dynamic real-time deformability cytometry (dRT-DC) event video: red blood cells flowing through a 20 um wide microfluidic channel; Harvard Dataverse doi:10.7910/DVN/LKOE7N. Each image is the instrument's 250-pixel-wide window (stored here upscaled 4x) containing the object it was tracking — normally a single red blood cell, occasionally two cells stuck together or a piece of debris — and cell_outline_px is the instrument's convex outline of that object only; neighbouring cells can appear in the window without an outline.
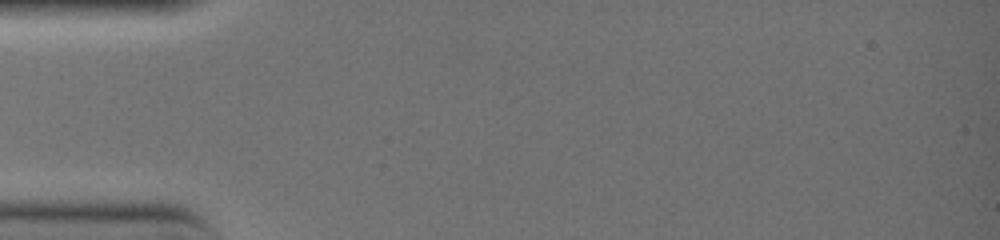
{"species": "common noctule bat (a hibernating species)", "species_latin": "Nyctalus noctula", "temperature_condition": "warm", "stored_images_in_passage": 3, "camera_frame_rate_fps": 3000, "um_per_image_px": 0.085, "animal": {"sex": "female", "body_mass_g": 19.0, "forearm_length_mm": 51.5}, "frame": {"image": 1, "passage_image": 1, "time_ms": 0.0, "image_size_px": [1000, 240], "cell_outline_px": [[156, 164], [144, 168], [36, 168], [20, 164], [20, 160], [32, 156], [128, 156], [144, 160]], "centroid_in_image_um": [7.24, 13.78], "position_along_channel_um": 77.8, "area_um2": 10.46}}